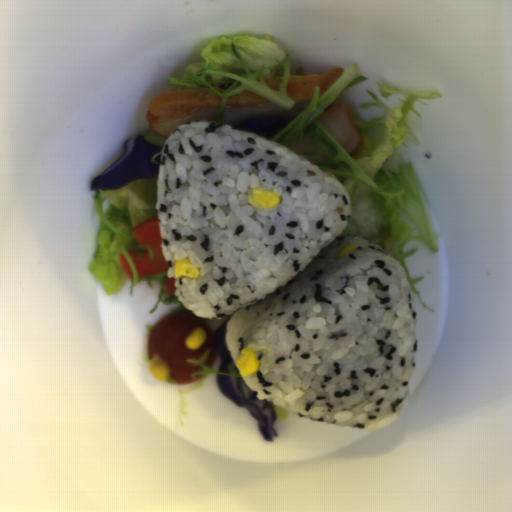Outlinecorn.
Wrapping results in <instances>:
<instances>
[{"instance_id":"51d56268","label":"corn","mask_w":512,"mask_h":512,"mask_svg":"<svg viewBox=\"0 0 512 512\" xmlns=\"http://www.w3.org/2000/svg\"><path fill=\"white\" fill-rule=\"evenodd\" d=\"M235 366L239 370L240 376L246 377L259 368V360L251 348L244 347L241 350L240 357L235 360Z\"/></svg>"},{"instance_id":"f1292c28","label":"corn","mask_w":512,"mask_h":512,"mask_svg":"<svg viewBox=\"0 0 512 512\" xmlns=\"http://www.w3.org/2000/svg\"><path fill=\"white\" fill-rule=\"evenodd\" d=\"M247 201L252 206L257 207L259 209H267L275 205H278L279 202L281 201V196L269 191L254 189L253 191H251Z\"/></svg>"},{"instance_id":"5cfa1b94","label":"corn","mask_w":512,"mask_h":512,"mask_svg":"<svg viewBox=\"0 0 512 512\" xmlns=\"http://www.w3.org/2000/svg\"><path fill=\"white\" fill-rule=\"evenodd\" d=\"M174 276L178 278L190 277L196 279L198 266H195L188 256L174 260Z\"/></svg>"},{"instance_id":"cfcad685","label":"corn","mask_w":512,"mask_h":512,"mask_svg":"<svg viewBox=\"0 0 512 512\" xmlns=\"http://www.w3.org/2000/svg\"><path fill=\"white\" fill-rule=\"evenodd\" d=\"M149 371L157 380L167 381L170 376V368L165 360L159 354H155L152 361L149 362Z\"/></svg>"},{"instance_id":"2b8c4276","label":"corn","mask_w":512,"mask_h":512,"mask_svg":"<svg viewBox=\"0 0 512 512\" xmlns=\"http://www.w3.org/2000/svg\"><path fill=\"white\" fill-rule=\"evenodd\" d=\"M207 339V333L202 327L193 328L185 337L184 344L186 348L198 349Z\"/></svg>"},{"instance_id":"79e197a2","label":"corn","mask_w":512,"mask_h":512,"mask_svg":"<svg viewBox=\"0 0 512 512\" xmlns=\"http://www.w3.org/2000/svg\"><path fill=\"white\" fill-rule=\"evenodd\" d=\"M358 246L359 245H354V244L344 245L342 248L339 249V252H338V255H337L338 259L339 258H345L348 253H350L351 251L357 249Z\"/></svg>"},{"instance_id":"30e3d8cc","label":"corn","mask_w":512,"mask_h":512,"mask_svg":"<svg viewBox=\"0 0 512 512\" xmlns=\"http://www.w3.org/2000/svg\"><path fill=\"white\" fill-rule=\"evenodd\" d=\"M272 403H273L274 410L279 418L283 419V418H286L287 416H289V414H290L289 411H287L286 409H284L283 407H281L280 405L276 404L273 401H272Z\"/></svg>"},{"instance_id":"6a14855c","label":"corn","mask_w":512,"mask_h":512,"mask_svg":"<svg viewBox=\"0 0 512 512\" xmlns=\"http://www.w3.org/2000/svg\"><path fill=\"white\" fill-rule=\"evenodd\" d=\"M360 138H361V142L363 143L364 147H366L367 149H372L373 144H372L370 137L360 136Z\"/></svg>"},{"instance_id":"42891da5","label":"corn","mask_w":512,"mask_h":512,"mask_svg":"<svg viewBox=\"0 0 512 512\" xmlns=\"http://www.w3.org/2000/svg\"><path fill=\"white\" fill-rule=\"evenodd\" d=\"M161 153H162V151H161L159 154L154 155V156L151 158V163H153V164H155V165H159V161H160Z\"/></svg>"}]
</instances>
